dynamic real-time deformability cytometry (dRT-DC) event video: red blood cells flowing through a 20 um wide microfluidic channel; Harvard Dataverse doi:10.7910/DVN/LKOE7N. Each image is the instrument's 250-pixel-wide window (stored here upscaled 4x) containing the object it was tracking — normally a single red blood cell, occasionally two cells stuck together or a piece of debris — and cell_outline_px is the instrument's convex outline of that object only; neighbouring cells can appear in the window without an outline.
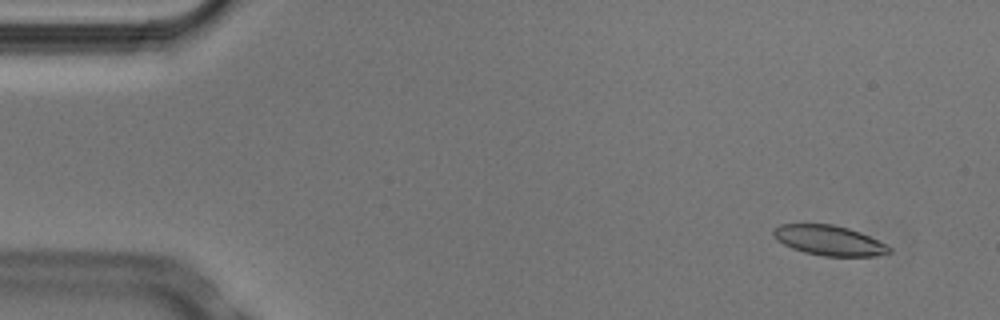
{"species": "Egyptian fruit bat (a non-hibernating species)", "species_latin": "Rousettus aegyptiacus", "temperature_condition": "cold", "stored_images_in_passage": 4, "camera_frame_rate_fps": 3000, "um_per_image_px": 0.085, "animal": {"sex": "male"}, "frame": {"image": 1, "passage_image": 1, "time_ms": 0.0, "image_size_px": [1000, 320], "cell_outline_px": [[892, 252], [872, 256], [824, 256], [804, 252], [792, 248], [776, 240], [772, 236], [772, 228], [780, 224], [832, 224], [848, 228], [860, 232], [892, 248]], "centroid_in_image_um": [70.41, 20.43], "position_along_channel_um": 14.6, "area_um2": 20.17}}